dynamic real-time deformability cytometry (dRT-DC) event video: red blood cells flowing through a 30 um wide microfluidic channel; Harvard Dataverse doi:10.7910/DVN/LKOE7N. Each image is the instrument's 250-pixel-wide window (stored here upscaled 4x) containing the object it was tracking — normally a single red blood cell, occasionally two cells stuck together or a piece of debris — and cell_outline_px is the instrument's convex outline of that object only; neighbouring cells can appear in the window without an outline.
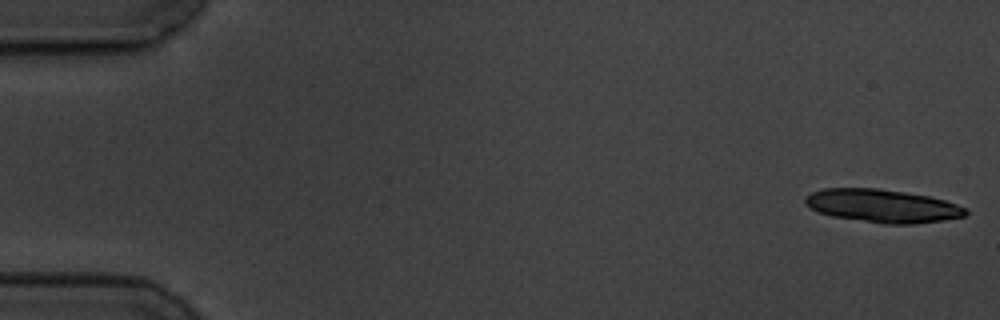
{"species": "common noctule bat (a hibernating species)", "species_latin": "Nyctalus noctula", "temperature_condition": "cold", "stored_images_in_passage": 5, "camera_frame_rate_fps": 3000, "um_per_image_px": 0.085, "animal": {"sex": "male", "body_mass_g": 19.5, "forearm_length_mm": 54.6}, "frame": {"image": 1, "passage_image": 1, "time_ms": 0.0, "image_size_px": [1000, 320], "cell_outline_px": [[968, 212], [964, 216], [916, 224], [884, 224], [832, 216], [820, 212], [804, 204], [804, 200], [812, 192], [824, 188], [876, 188], [904, 192], [928, 196], [944, 200], [956, 204], [964, 208]], "centroid_in_image_um": [74.99, 17.5], "position_along_channel_um": 10.0, "area_um2": 30.63}}